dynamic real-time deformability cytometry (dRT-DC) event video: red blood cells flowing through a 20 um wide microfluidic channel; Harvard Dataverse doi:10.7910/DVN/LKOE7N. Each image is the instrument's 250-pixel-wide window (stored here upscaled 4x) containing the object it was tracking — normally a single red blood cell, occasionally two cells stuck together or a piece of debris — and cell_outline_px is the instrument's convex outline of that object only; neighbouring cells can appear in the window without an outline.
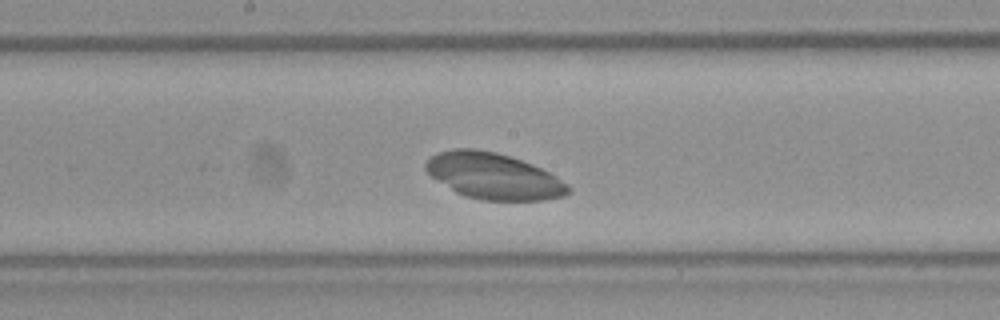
{"species": "Egyptian fruit bat (a non-hibernating species)", "species_latin": "Rousettus aegyptiacus", "temperature_condition": "room temperature", "stored_images_in_passage": 43, "camera_frame_rate_fps": 3000, "um_per_image_px": 0.085, "frame": {"image": 1, "passage_image": 21, "time_ms": 6.667, "image_size_px": [1000, 320], "cell_outline_px": [[572, 188], [564, 196], [544, 200], [480, 200], [464, 196], [456, 192], [432, 176], [424, 168], [424, 164], [436, 152], [452, 148], [476, 148], [496, 152], [532, 164], [556, 176], [568, 184]], "centroid_in_image_um": [41.94, 14.96], "position_along_channel_um": 206.3, "area_um2": 38.21}}